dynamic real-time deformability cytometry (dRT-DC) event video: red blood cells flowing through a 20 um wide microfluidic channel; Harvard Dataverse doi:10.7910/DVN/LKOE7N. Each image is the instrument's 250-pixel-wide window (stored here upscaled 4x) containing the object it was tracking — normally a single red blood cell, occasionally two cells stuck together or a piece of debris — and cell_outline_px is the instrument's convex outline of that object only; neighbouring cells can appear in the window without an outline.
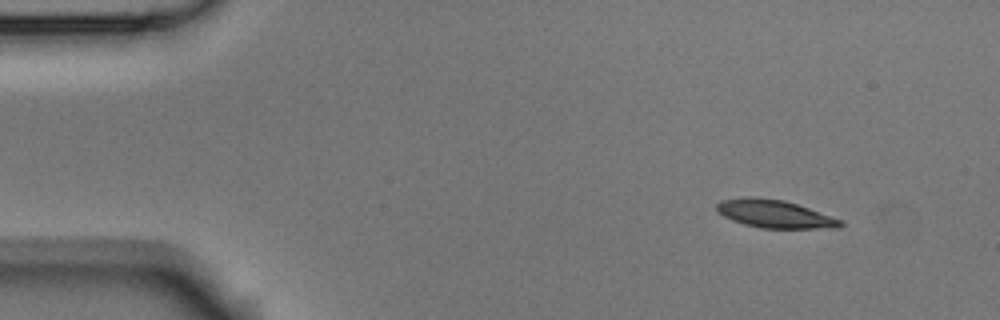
{"species": "Egyptian fruit bat (a non-hibernating species)", "species_latin": "Rousettus aegyptiacus", "temperature_condition": "room temperature", "stored_images_in_passage": 7, "camera_frame_rate_fps": 3000, "um_per_image_px": 0.085, "animal": {"sex": "male"}, "frame": {"image": 1, "passage_image": 1, "time_ms": 0.0, "image_size_px": [1000, 320], "cell_outline_px": [[844, 224], [840, 228], [760, 228], [744, 224], [732, 220], [716, 212], [716, 204], [720, 200], [748, 196], [784, 200], [808, 208], [840, 220]], "centroid_in_image_um": [65.78, 18.18], "position_along_channel_um": 19.2, "area_um2": 20.0}}
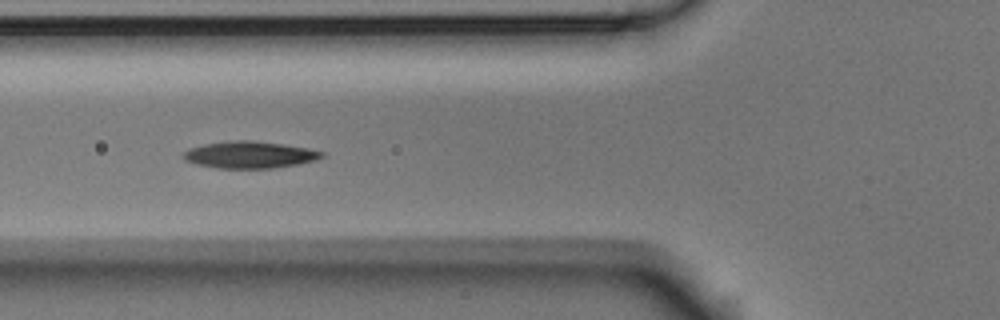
{"frame": {"image": 2, "passage_image": 5, "time_ms": 1.333, "image_size_px": [1000, 320], "cell_outline_px": [[324, 156], [316, 160], [296, 164], [272, 168], [216, 168], [196, 164], [184, 160], [180, 156], [188, 148], [204, 144], [228, 140], [252, 140], [308, 148], [324, 152]], "centroid_in_image_um": [21.16, 13.15], "position_along_channel_um": 104.6, "area_um2": 21.73}}
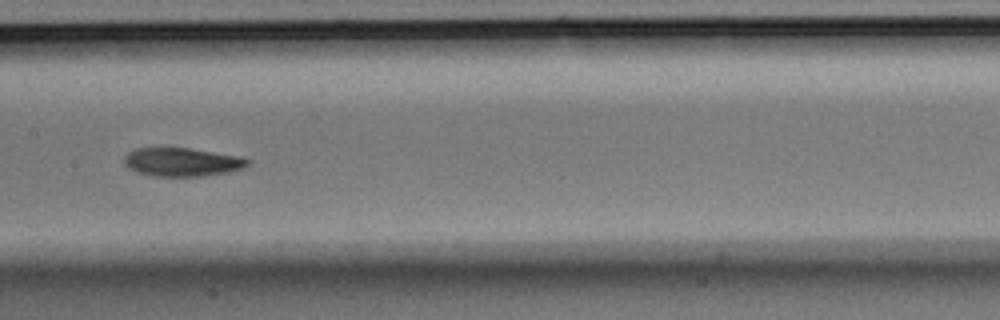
{"frame": {"image": 3, "passage_image": 7, "time_ms": 2.0, "image_size_px": [1000, 320], "cell_outline_px": [[252, 160], [244, 168], [228, 172], [200, 176], [152, 176], [136, 172], [128, 168], [124, 164], [124, 156], [128, 152], [136, 148], [188, 148], [240, 156]], "centroid_in_image_um": [15.46, 13.77], "position_along_channel_um": 191.9, "area_um2": 20.58}}